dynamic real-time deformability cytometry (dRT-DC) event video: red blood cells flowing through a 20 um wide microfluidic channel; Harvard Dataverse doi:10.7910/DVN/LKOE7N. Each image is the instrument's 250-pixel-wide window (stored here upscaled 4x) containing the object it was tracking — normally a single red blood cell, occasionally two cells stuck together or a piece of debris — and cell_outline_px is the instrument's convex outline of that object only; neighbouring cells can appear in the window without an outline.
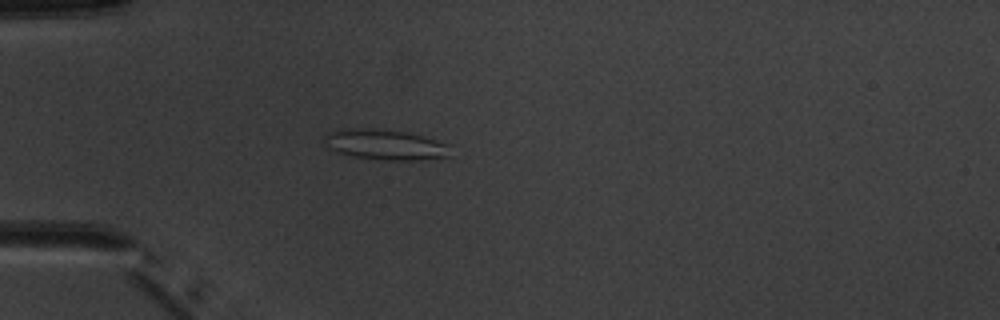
{"species": "common noctule bat (a hibernating species)", "species_latin": "Nyctalus noctula", "temperature_condition": "warm", "stored_images_in_passage": 3, "camera_frame_rate_fps": 3000, "um_per_image_px": 0.085, "animal": {"sex": "male", "body_mass_g": 20.1, "forearm_length_mm": 53.5}, "frame": {"image": 1, "passage_image": 2, "time_ms": 1.0, "image_size_px": [1000, 320], "cell_outline_px": [[452, 144], [448, 156], [416, 160], [388, 160], [356, 156], [336, 152], [328, 148], [324, 144], [324, 136], [328, 132], [340, 128], [372, 128], [404, 132]], "centroid_in_image_um": [32.7, 12.28], "position_along_channel_um": 52.3, "area_um2": 22.25}}